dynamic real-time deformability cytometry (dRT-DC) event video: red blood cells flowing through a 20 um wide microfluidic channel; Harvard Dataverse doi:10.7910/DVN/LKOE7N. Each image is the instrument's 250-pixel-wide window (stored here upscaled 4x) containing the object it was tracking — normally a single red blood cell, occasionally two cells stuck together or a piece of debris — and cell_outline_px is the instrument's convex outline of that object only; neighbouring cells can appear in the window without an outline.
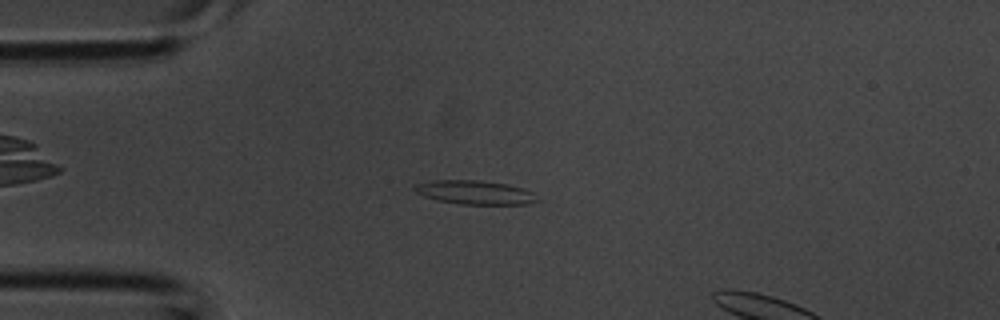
{"species": "common noctule bat (a hibernating species)", "species_latin": "Nyctalus noctula", "temperature_condition": "room temperature", "stored_images_in_passage": 3, "segment_of_instrument_passage": [1, 2], "camera_frame_rate_fps": 3000, "um_per_image_px": 0.085, "animal": {"sex": "male", "body_mass_g": 20.1, "forearm_length_mm": 53.5}, "frame": {"image": 1, "passage_image": 2, "time_ms": 0.333, "image_size_px": [1000, 320], "cell_outline_px": [[540, 200], [528, 204], [460, 204], [436, 200], [424, 196], [416, 192], [412, 188], [416, 184], [436, 180], [480, 180], [508, 184], [524, 188], [536, 192]], "centroid_in_image_um": [40.44, 16.35], "position_along_channel_um": 44.6, "area_um2": 17.28}}